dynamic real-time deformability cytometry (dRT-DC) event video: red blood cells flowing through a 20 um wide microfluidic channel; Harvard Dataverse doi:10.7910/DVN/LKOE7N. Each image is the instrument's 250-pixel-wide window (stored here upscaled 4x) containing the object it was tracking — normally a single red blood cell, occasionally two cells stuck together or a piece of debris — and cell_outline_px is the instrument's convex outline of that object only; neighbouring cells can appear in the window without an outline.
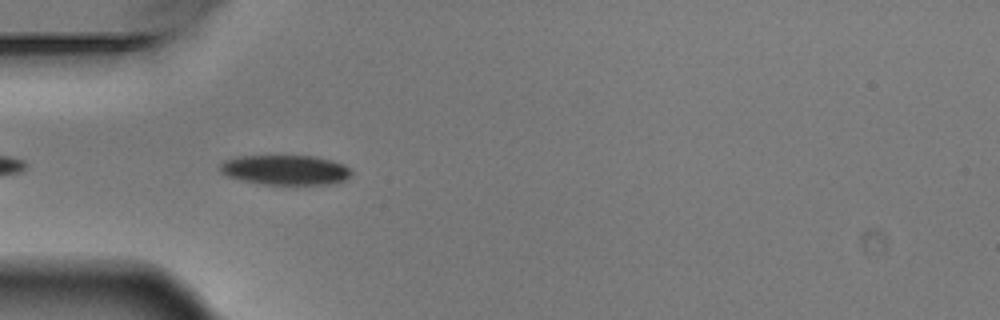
{"species": "Egyptian fruit bat (a non-hibernating species)", "species_latin": "Rousettus aegyptiacus", "temperature_condition": "warm", "stored_images_in_passage": 5, "camera_frame_rate_fps": 3000, "um_per_image_px": 0.085, "animal": {"sex": "male"}, "frame": {"image": 1, "passage_image": 4, "time_ms": 1.0, "image_size_px": [1000, 320], "cell_outline_px": [[352, 172], [344, 180], [332, 184], [264, 184], [244, 180], [228, 176], [220, 172], [220, 164], [224, 160], [236, 156], [312, 156], [332, 160], [344, 164]], "centroid_in_image_um": [24.24, 14.43], "position_along_channel_um": 60.8, "area_um2": 22.66}}
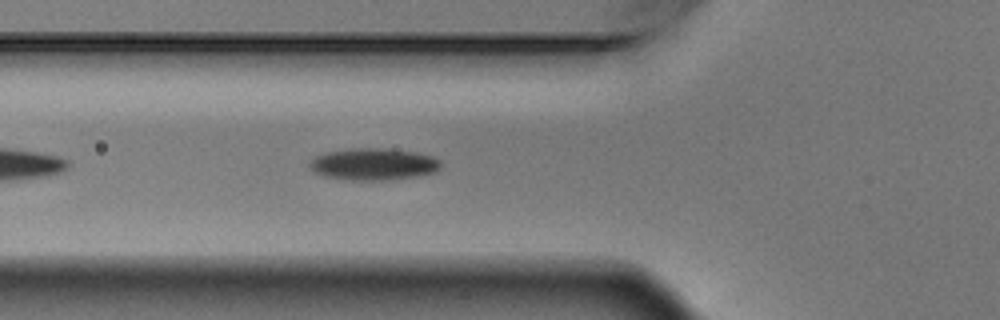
{"frame": {"image": 2, "passage_image": 5, "time_ms": 1.333, "image_size_px": [1000, 320], "cell_outline_px": [[440, 168], [436, 172], [416, 176], [392, 180], [348, 180], [320, 176], [312, 172], [308, 168], [308, 164], [316, 156], [328, 152], [352, 148], [384, 148], [416, 152], [432, 156], [440, 160]], "centroid_in_image_um": [31.72, 13.97], "position_along_channel_um": 94.1, "area_um2": 24.68}}